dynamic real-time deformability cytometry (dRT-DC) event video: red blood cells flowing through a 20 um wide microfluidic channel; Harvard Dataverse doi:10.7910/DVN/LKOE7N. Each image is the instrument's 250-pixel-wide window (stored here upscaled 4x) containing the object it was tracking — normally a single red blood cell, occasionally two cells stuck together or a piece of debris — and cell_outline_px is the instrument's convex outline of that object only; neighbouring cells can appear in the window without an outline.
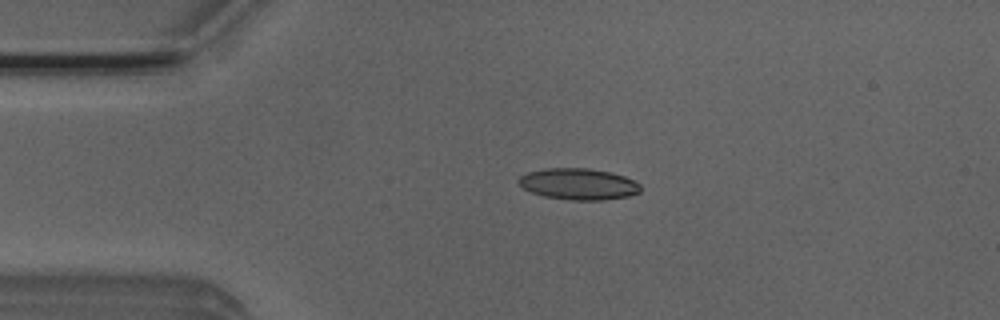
{"species": "Egyptian fruit bat (a non-hibernating species)", "species_latin": "Rousettus aegyptiacus", "temperature_condition": "room temperature", "stored_images_in_passage": 40, "camera_frame_rate_fps": 3000, "um_per_image_px": 0.085, "animal": {"sex": "male"}, "frame": {"image": 1, "passage_image": 6, "time_ms": 1.667, "image_size_px": [1000, 320], "cell_outline_px": [[640, 192], [628, 196], [604, 200], [572, 200], [544, 196], [532, 192], [524, 188], [516, 180], [520, 176], [528, 172], [548, 168], [588, 168], [612, 172], [624, 176], [640, 184]], "centroid_in_image_um": [49.18, 15.64], "position_along_channel_um": 35.8, "area_um2": 22.2}}
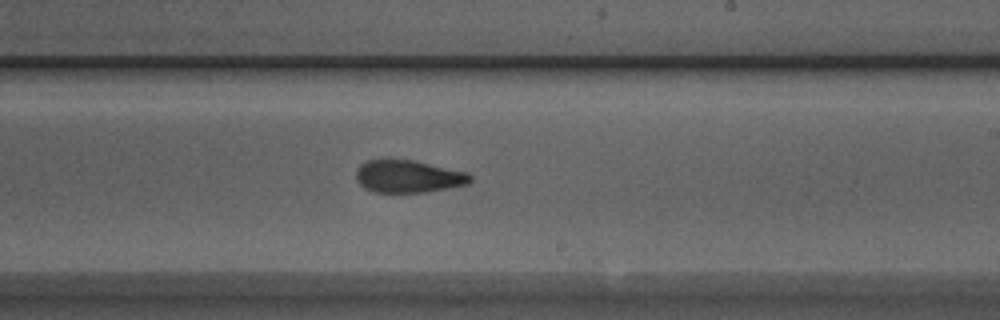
{"frame": {"image": 2, "passage_image": 25, "time_ms": 8.0, "image_size_px": [1000, 320], "cell_outline_px": [[472, 180], [468, 184], [448, 188], [424, 192], [372, 192], [364, 188], [356, 180], [356, 172], [360, 164], [368, 160], [380, 156], [388, 156], [412, 160], [468, 172], [472, 176]], "centroid_in_image_um": [34.65, 14.95], "position_along_channel_um": 254.4, "area_um2": 22.31}}
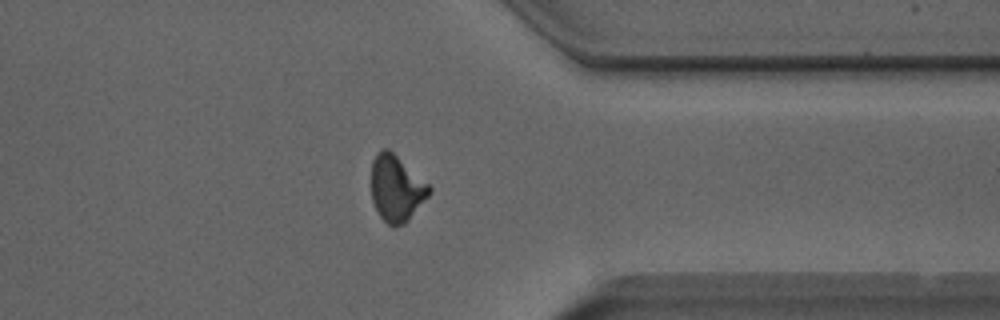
{"frame": {"image": 3, "passage_image": 35, "time_ms": 11.333, "image_size_px": [1000, 320], "cell_outline_px": [[432, 192], [408, 220], [404, 224], [392, 228], [380, 216], [372, 200], [372, 160], [384, 148], [388, 148], [428, 184], [432, 188]], "centroid_in_image_um": [33.7, 16.04], "position_along_channel_um": 377.7, "area_um2": 22.02}, "authors_computed_cell_mechanics": {"area_um2": 22.2241, "velocity_mm_per_s": 3.961, "shape_relaxation_time_tau1_ms": null, "shape_relaxation_time_tau2_ms": 1.9418, "deformation_change_tau1": null, "deformation_change_tau2": 0.0927}}